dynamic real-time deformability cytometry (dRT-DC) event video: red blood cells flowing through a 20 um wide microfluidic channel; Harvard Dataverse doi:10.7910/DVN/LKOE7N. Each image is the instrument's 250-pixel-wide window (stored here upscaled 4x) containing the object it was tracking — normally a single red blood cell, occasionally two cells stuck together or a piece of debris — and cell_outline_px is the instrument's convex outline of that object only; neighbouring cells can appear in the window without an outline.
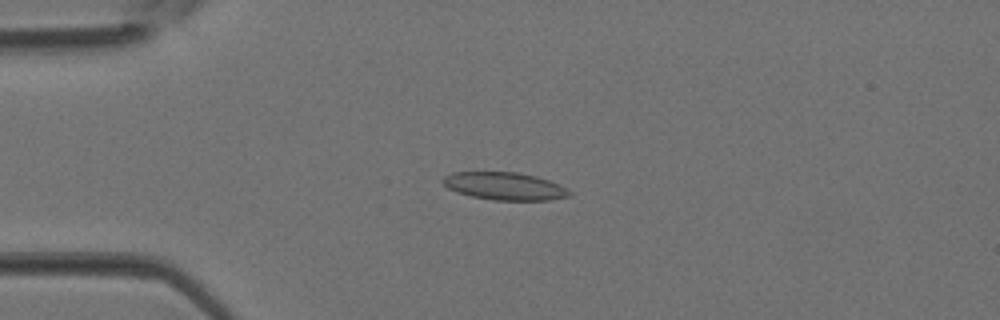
{"species": "Egyptian fruit bat (a non-hibernating species)", "species_latin": "Rousettus aegyptiacus", "temperature_condition": "room temperature", "stored_images_in_passage": 32, "camera_frame_rate_fps": 3000, "um_per_image_px": 0.085, "animal": {"sex": "female"}, "frame": {"image": 1, "passage_image": 8, "time_ms": 2.333, "image_size_px": [1000, 320], "cell_outline_px": [[572, 192], [568, 196], [548, 200], [492, 200], [472, 196], [456, 192], [448, 188], [440, 180], [444, 176], [452, 172], [520, 172], [536, 176], [560, 184], [568, 188]], "centroid_in_image_um": [42.89, 15.81], "position_along_channel_um": 42.1, "area_um2": 20.52}}
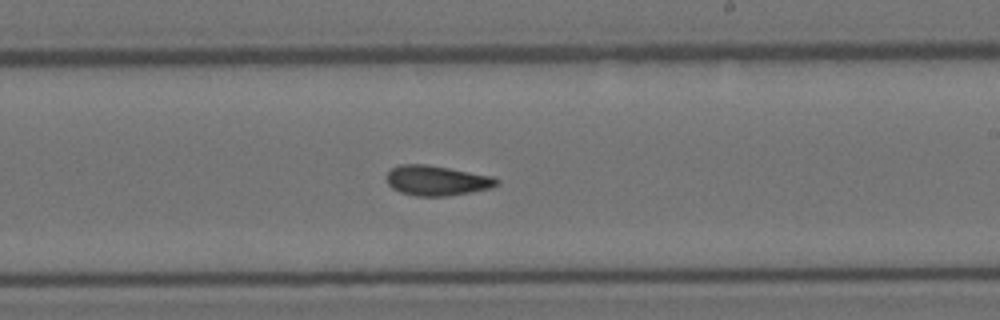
{"frame": {"image": 2, "passage_image": 21, "time_ms": 6.667, "image_size_px": [1000, 320], "cell_outline_px": [[500, 184], [492, 188], [444, 196], [416, 196], [400, 192], [392, 188], [388, 184], [384, 176], [392, 168], [400, 164], [424, 164], [448, 168], [492, 176], [500, 180]], "centroid_in_image_um": [37.1, 15.34], "position_along_channel_um": 251.9, "area_um2": 19.25}}
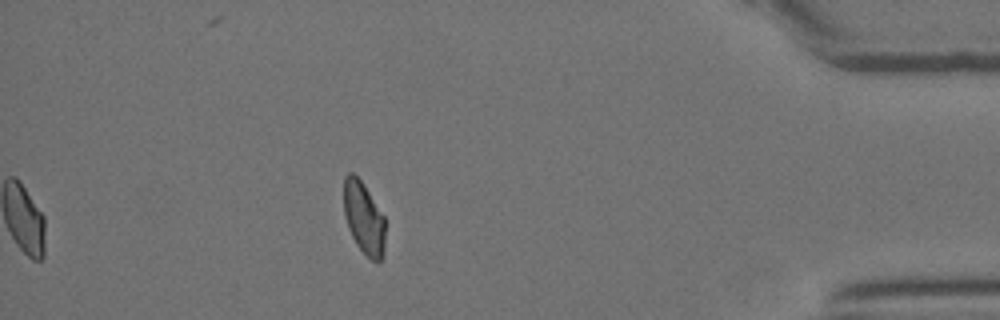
{"frame": {"image": 3, "passage_image": 32, "time_ms": 10.333, "image_size_px": [1000, 320], "cell_outline_px": [[384, 256], [380, 260], [372, 260], [356, 244], [348, 228], [344, 216], [344, 176], [348, 172], [352, 172], [364, 184], [384, 216]], "centroid_in_image_um": [30.91, 18.5], "position_along_channel_um": 404.3, "area_um2": 17.34}}